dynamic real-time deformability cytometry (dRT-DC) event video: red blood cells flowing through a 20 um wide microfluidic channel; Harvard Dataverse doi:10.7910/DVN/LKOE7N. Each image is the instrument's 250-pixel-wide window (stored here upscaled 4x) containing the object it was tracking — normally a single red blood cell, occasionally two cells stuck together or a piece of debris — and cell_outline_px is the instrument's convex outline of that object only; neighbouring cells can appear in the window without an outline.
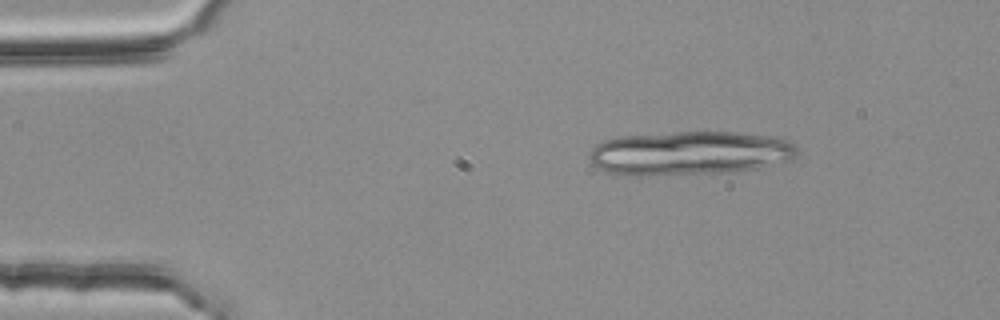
{"species": "common noctule bat (a hibernating species)", "species_latin": "Nyctalus noctula", "temperature_condition": "room temperature", "stored_images_in_passage": 19, "camera_frame_rate_fps": 3000, "um_per_image_px": 0.085, "animal": {"sex": "female", "body_mass_g": 25.1}, "frame": {"image": 1, "passage_image": 1, "time_ms": 0.0, "image_size_px": [1000, 320], "cell_outline_px": [[800, 148], [796, 156], [788, 160], [756, 168], [732, 172], [644, 176], [640, 176], [604, 172], [596, 168], [592, 164], [588, 156], [588, 152], [596, 144], [604, 140], [620, 136], [680, 132], [732, 132], [768, 136], [788, 140], [796, 144]], "centroid_in_image_um": [58.58, 13.02], "position_along_channel_um": 26.4, "area_um2": 53.52}}